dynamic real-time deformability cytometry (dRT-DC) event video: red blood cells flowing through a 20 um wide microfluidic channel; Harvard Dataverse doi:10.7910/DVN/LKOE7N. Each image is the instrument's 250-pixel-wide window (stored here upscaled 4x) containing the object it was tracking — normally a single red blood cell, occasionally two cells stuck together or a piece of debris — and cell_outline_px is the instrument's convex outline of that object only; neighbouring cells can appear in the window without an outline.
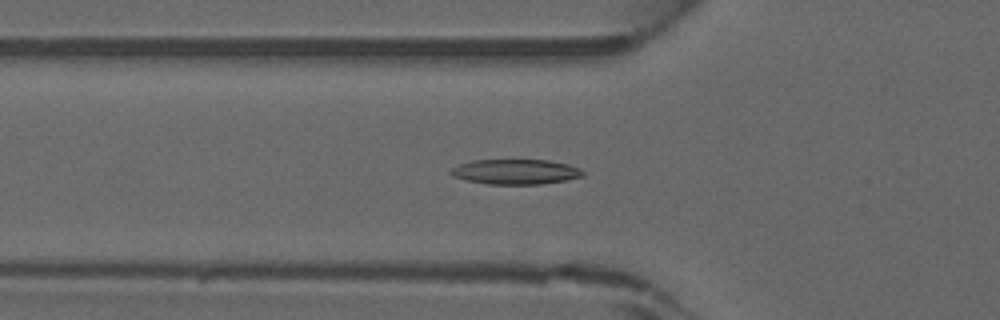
{"species": "common noctule bat (a hibernating species)", "species_latin": "Nyctalus noctula", "temperature_condition": "warm", "stored_images_in_passage": 41, "camera_frame_rate_fps": 3000, "um_per_image_px": 0.085, "animal": {"sex": "male", "forearm_length_mm": 52.5}, "frame": {"image": 1, "passage_image": 12, "time_ms": 3.667, "image_size_px": [1000, 320], "cell_outline_px": [[584, 176], [564, 180], [540, 184], [488, 184], [464, 180], [452, 176], [448, 172], [452, 168], [460, 164], [472, 160], [548, 160], [568, 164], [580, 168], [584, 172]], "centroid_in_image_um": [43.8, 14.6], "position_along_channel_um": 82.0, "area_um2": 19.31}}